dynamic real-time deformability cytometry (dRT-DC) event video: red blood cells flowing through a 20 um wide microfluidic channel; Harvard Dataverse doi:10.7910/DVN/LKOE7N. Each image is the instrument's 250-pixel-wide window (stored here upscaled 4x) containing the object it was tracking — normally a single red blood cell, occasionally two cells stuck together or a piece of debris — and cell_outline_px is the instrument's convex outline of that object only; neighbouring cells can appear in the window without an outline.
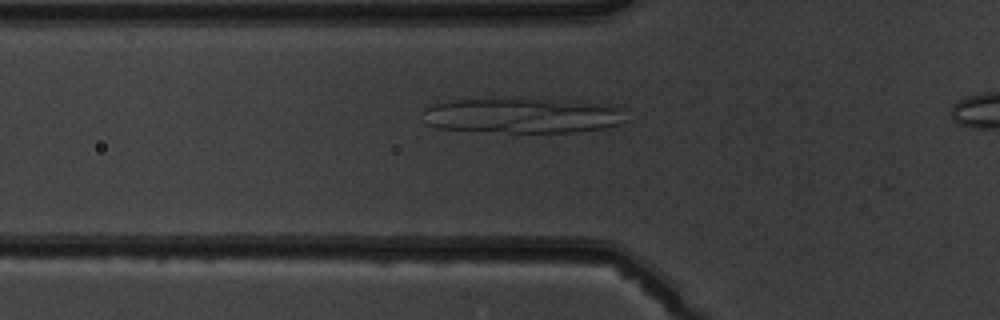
{"species": "common noctule bat (a hibernating species)", "species_latin": "Nyctalus noctula", "temperature_condition": "warm", "stored_images_in_passage": 40, "camera_frame_rate_fps": 3000, "um_per_image_px": 0.085, "animal": {"sex": "male", "body_mass_g": 19.5, "forearm_length_mm": 54.6}, "frame": {"image": 1, "passage_image": 13, "time_ms": 4.0, "image_size_px": [1000, 320], "cell_outline_px": [[620, 108], [616, 124], [600, 128], [572, 132], [508, 132], [436, 128], [428, 124], [424, 108], [432, 104], [456, 100], [528, 100]], "centroid_in_image_um": [44.13, 9.87], "position_along_channel_um": 81.7, "area_um2": 38.55}}
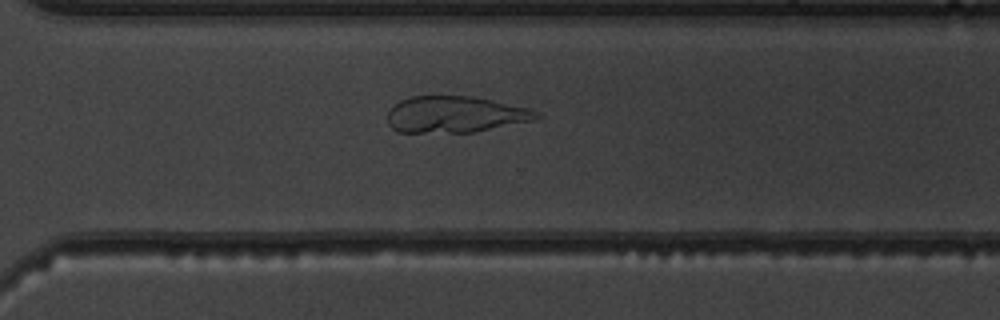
{"frame": {"image": 2, "passage_image": 32, "time_ms": 10.333, "image_size_px": [1000, 320], "cell_outline_px": [[540, 116], [532, 120], [472, 132], [396, 132], [388, 124], [388, 112], [400, 100], [412, 96], [472, 96], [532, 108]], "centroid_in_image_um": [38.66, 9.72], "position_along_channel_um": 331.9, "area_um2": 31.33}}
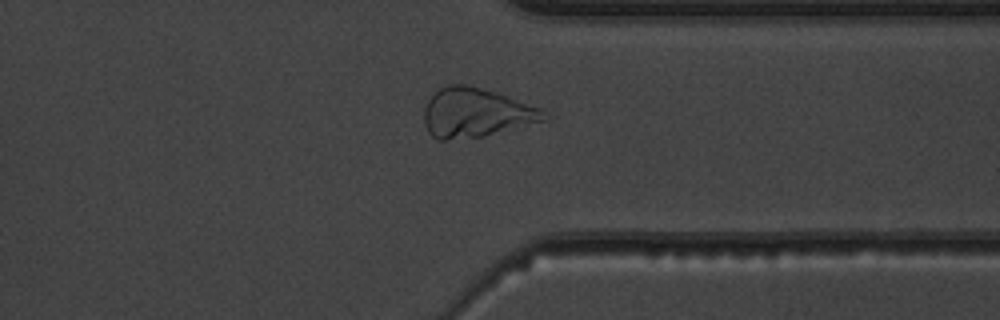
{"frame": {"image": 3, "passage_image": 35, "time_ms": 11.333, "image_size_px": [1000, 320], "cell_outline_px": [[552, 116], [548, 120], [480, 136], [444, 140], [436, 140], [428, 132], [424, 124], [424, 108], [428, 100], [440, 88], [448, 84], [468, 84], [496, 92], [544, 108]], "centroid_in_image_um": [40.5, 9.57], "position_along_channel_um": 370.9, "area_um2": 34.62}}